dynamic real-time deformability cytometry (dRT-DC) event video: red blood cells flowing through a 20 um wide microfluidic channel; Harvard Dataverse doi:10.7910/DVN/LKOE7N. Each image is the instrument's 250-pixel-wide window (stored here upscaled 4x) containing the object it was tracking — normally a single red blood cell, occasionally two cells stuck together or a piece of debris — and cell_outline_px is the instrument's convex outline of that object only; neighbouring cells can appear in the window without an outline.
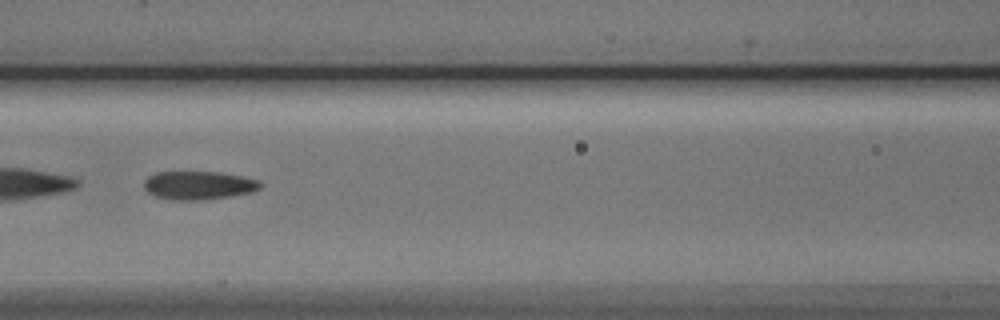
{"species": "Egyptian fruit bat (a non-hibernating species)", "species_latin": "Rousettus aegyptiacus", "temperature_condition": "cold", "stored_images_in_passage": 52, "camera_frame_rate_fps": 3000, "um_per_image_px": 0.085, "animal": {"sex": "male"}, "frame": {"image": 1, "passage_image": 23, "time_ms": 7.333, "image_size_px": [1000, 320], "cell_outline_px": [[264, 184], [260, 188], [252, 192], [232, 196], [200, 200], [172, 200], [156, 196], [148, 192], [144, 188], [144, 180], [148, 176], [156, 172], [220, 172], [244, 176], [260, 180]], "centroid_in_image_um": [16.92, 15.75], "position_along_channel_um": 149.7, "area_um2": 19.48}, "authors_computed_cell_mechanics": {"area_um2": 19.9988, "velocity_mm_per_s": 3.8921, "shape_relaxation_time_tau1_ms": 4.3523, "shape_relaxation_time_tau2_ms": 6.9883, "deformation_change_tau1": 0.1013, "deformation_change_tau2": 0.1373}}